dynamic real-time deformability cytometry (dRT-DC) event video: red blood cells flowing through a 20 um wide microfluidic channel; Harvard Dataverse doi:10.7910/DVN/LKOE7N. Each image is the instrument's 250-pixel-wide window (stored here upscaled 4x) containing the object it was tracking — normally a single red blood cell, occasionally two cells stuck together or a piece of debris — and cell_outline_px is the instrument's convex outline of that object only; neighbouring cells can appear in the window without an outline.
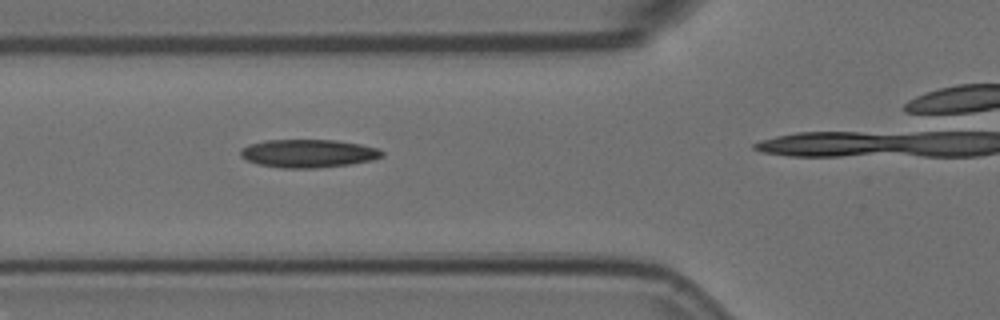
{"species": "Egyptian fruit bat (a non-hibernating species)", "species_latin": "Rousettus aegyptiacus", "temperature_condition": "room temperature", "stored_images_in_passage": 3, "camera_frame_rate_fps": 3000, "um_per_image_px": 0.085, "animal": {"sex": "female"}, "frame": {"image": 1, "passage_image": 2, "time_ms": 0.333, "image_size_px": [1000, 320], "cell_outline_px": [[384, 156], [372, 160], [348, 164], [316, 168], [280, 168], [256, 164], [240, 156], [240, 148], [248, 144], [264, 140], [336, 140], [360, 144], [376, 148], [384, 152]], "centroid_in_image_um": [26.16, 13.04], "position_along_channel_um": 99.6, "area_um2": 23.29}}